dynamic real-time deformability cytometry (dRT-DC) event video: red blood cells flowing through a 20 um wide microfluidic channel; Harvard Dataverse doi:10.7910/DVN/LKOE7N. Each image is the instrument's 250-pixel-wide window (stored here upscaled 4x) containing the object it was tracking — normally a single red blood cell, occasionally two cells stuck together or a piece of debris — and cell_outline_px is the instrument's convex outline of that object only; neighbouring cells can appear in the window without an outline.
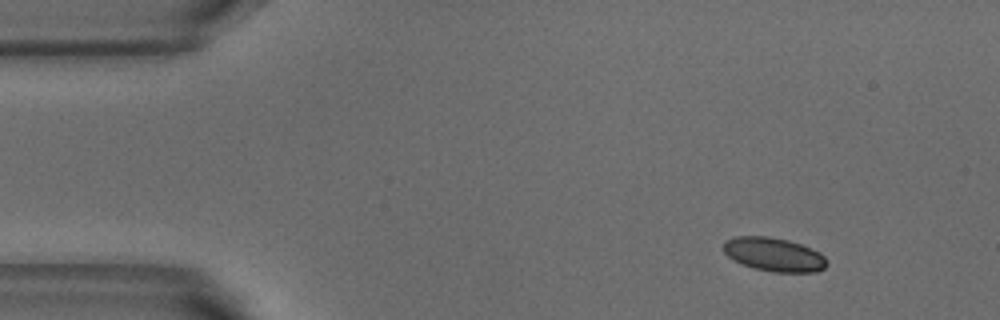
{"species": "common noctule bat (a hibernating species)", "species_latin": "Nyctalus noctula", "temperature_condition": "warm", "stored_images_in_passage": 4, "camera_frame_rate_fps": 3000, "um_per_image_px": 0.085, "animal": {"sex": "male", "body_mass_g": 18.8}, "frame": {"image": 1, "passage_image": 1, "time_ms": 0.0, "image_size_px": [1000, 320], "cell_outline_px": [[828, 264], [824, 268], [816, 272], [772, 272], [756, 268], [732, 260], [724, 252], [724, 240], [736, 236], [768, 236], [788, 240], [800, 244], [820, 252], [828, 260]], "centroid_in_image_um": [65.8, 21.63], "position_along_channel_um": 19.2, "area_um2": 20.35}}
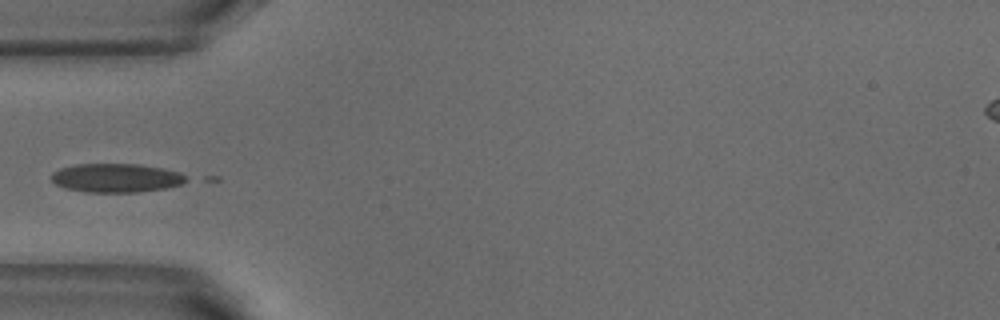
{"frame": {"image": 2, "passage_image": 4, "time_ms": 1.0, "image_size_px": [1000, 320], "cell_outline_px": [[188, 180], [180, 184], [168, 188], [136, 192], [84, 192], [64, 188], [56, 184], [52, 180], [52, 172], [60, 168], [76, 164], [140, 164], [164, 168], [180, 172], [188, 176]], "centroid_in_image_um": [9.9, 15.12], "position_along_channel_um": 75.1, "area_um2": 22.83}}